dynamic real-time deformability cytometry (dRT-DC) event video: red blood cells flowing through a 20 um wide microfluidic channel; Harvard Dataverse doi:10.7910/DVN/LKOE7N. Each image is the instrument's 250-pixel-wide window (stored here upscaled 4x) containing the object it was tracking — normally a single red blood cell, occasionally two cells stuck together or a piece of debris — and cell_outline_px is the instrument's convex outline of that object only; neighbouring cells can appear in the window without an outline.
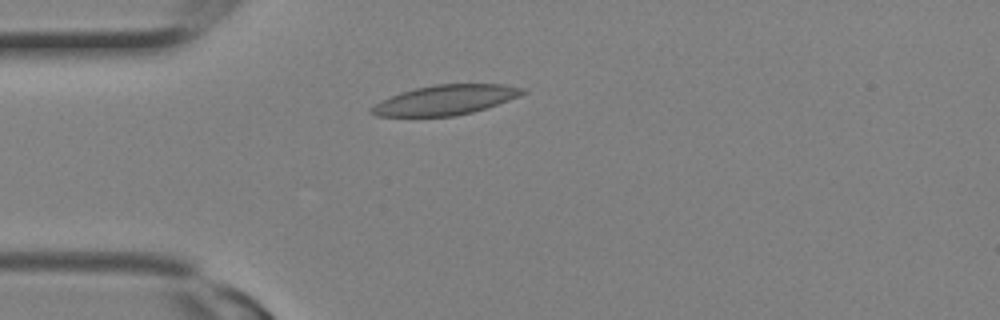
{"species": "Egyptian fruit bat (a non-hibernating species)", "species_latin": "Rousettus aegyptiacus", "temperature_condition": "room temperature", "stored_images_in_passage": 2, "camera_frame_rate_fps": 3000, "um_per_image_px": 0.085, "animal": {"sex": "female"}, "frame": {"image": 1, "passage_image": 2, "time_ms": 0.333, "image_size_px": [1000, 320], "cell_outline_px": [[528, 92], [520, 96], [472, 112], [456, 116], [376, 116], [368, 112], [368, 108], [380, 100], [400, 92], [416, 88], [436, 84], [504, 84], [528, 88]], "centroid_in_image_um": [37.85, 8.49], "position_along_channel_um": 47.2, "area_um2": 26.41}}